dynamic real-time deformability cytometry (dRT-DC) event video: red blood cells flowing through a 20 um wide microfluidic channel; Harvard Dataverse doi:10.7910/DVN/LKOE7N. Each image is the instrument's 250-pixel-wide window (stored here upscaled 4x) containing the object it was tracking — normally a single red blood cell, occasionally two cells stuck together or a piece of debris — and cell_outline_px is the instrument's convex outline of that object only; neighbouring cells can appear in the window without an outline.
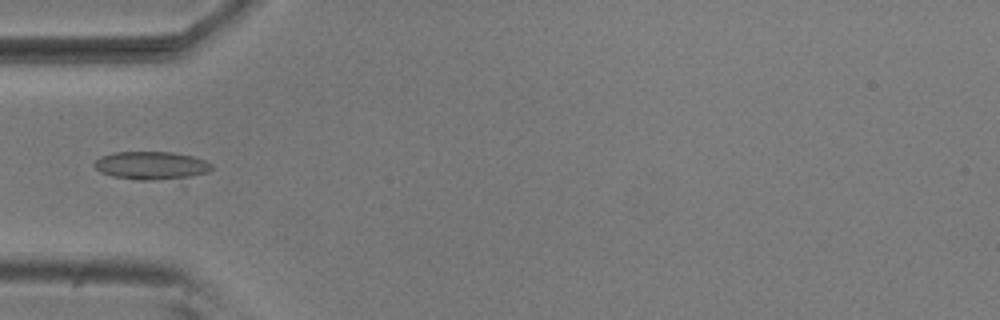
{"species": "common noctule bat (a hibernating species)", "species_latin": "Nyctalus noctula", "temperature_condition": "room temperature", "stored_images_in_passage": 5, "camera_frame_rate_fps": 3000, "um_per_image_px": 0.085, "animal": {"sex": "male", "body_mass_g": 20.5, "forearm_length_mm": 52.5}, "frame": {"image": 1, "passage_image": 5, "time_ms": 1.333, "image_size_px": [1000, 320], "cell_outline_px": [[216, 168], [208, 172], [188, 176], [152, 180], [136, 180], [112, 176], [100, 172], [92, 164], [100, 156], [112, 152], [172, 152], [192, 156], [204, 160], [212, 164]], "centroid_in_image_um": [12.83, 14.05], "position_along_channel_um": 72.2, "area_um2": 19.13}}